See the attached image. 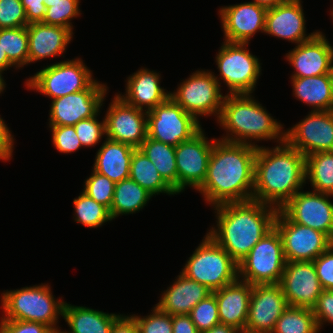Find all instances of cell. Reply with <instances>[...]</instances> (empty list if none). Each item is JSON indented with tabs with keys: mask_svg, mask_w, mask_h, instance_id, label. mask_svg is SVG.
Here are the masks:
<instances>
[{
	"mask_svg": "<svg viewBox=\"0 0 333 333\" xmlns=\"http://www.w3.org/2000/svg\"><path fill=\"white\" fill-rule=\"evenodd\" d=\"M257 146L214 141L207 173L197 189L213 207L252 200Z\"/></svg>",
	"mask_w": 333,
	"mask_h": 333,
	"instance_id": "cell-1",
	"label": "cell"
},
{
	"mask_svg": "<svg viewBox=\"0 0 333 333\" xmlns=\"http://www.w3.org/2000/svg\"><path fill=\"white\" fill-rule=\"evenodd\" d=\"M217 228L208 234L239 263L274 228L278 210L256 200L214 206Z\"/></svg>",
	"mask_w": 333,
	"mask_h": 333,
	"instance_id": "cell-2",
	"label": "cell"
},
{
	"mask_svg": "<svg viewBox=\"0 0 333 333\" xmlns=\"http://www.w3.org/2000/svg\"><path fill=\"white\" fill-rule=\"evenodd\" d=\"M305 180V156L286 141L276 147H257L253 200L280 209Z\"/></svg>",
	"mask_w": 333,
	"mask_h": 333,
	"instance_id": "cell-3",
	"label": "cell"
},
{
	"mask_svg": "<svg viewBox=\"0 0 333 333\" xmlns=\"http://www.w3.org/2000/svg\"><path fill=\"white\" fill-rule=\"evenodd\" d=\"M251 95L229 93L225 95L217 121L227 131V136H223L220 140L257 147L258 145L252 140L277 139L276 142L283 143L285 130H281L282 124L273 119Z\"/></svg>",
	"mask_w": 333,
	"mask_h": 333,
	"instance_id": "cell-4",
	"label": "cell"
},
{
	"mask_svg": "<svg viewBox=\"0 0 333 333\" xmlns=\"http://www.w3.org/2000/svg\"><path fill=\"white\" fill-rule=\"evenodd\" d=\"M64 303L61 299L55 300L47 284L6 291L1 297L4 312L1 319L40 322L57 331Z\"/></svg>",
	"mask_w": 333,
	"mask_h": 333,
	"instance_id": "cell-5",
	"label": "cell"
},
{
	"mask_svg": "<svg viewBox=\"0 0 333 333\" xmlns=\"http://www.w3.org/2000/svg\"><path fill=\"white\" fill-rule=\"evenodd\" d=\"M182 269L212 292L238 279V263L207 233Z\"/></svg>",
	"mask_w": 333,
	"mask_h": 333,
	"instance_id": "cell-6",
	"label": "cell"
},
{
	"mask_svg": "<svg viewBox=\"0 0 333 333\" xmlns=\"http://www.w3.org/2000/svg\"><path fill=\"white\" fill-rule=\"evenodd\" d=\"M286 260L282 239L274 227L238 263V279L255 284H279Z\"/></svg>",
	"mask_w": 333,
	"mask_h": 333,
	"instance_id": "cell-7",
	"label": "cell"
},
{
	"mask_svg": "<svg viewBox=\"0 0 333 333\" xmlns=\"http://www.w3.org/2000/svg\"><path fill=\"white\" fill-rule=\"evenodd\" d=\"M95 80L82 59L76 58L44 67L26 80L27 88L51 99L87 89Z\"/></svg>",
	"mask_w": 333,
	"mask_h": 333,
	"instance_id": "cell-8",
	"label": "cell"
},
{
	"mask_svg": "<svg viewBox=\"0 0 333 333\" xmlns=\"http://www.w3.org/2000/svg\"><path fill=\"white\" fill-rule=\"evenodd\" d=\"M248 43L223 42L216 56L219 79L225 82L229 94L253 93L257 79L261 74L259 59L246 49Z\"/></svg>",
	"mask_w": 333,
	"mask_h": 333,
	"instance_id": "cell-9",
	"label": "cell"
},
{
	"mask_svg": "<svg viewBox=\"0 0 333 333\" xmlns=\"http://www.w3.org/2000/svg\"><path fill=\"white\" fill-rule=\"evenodd\" d=\"M211 71L198 70L180 84L170 97L197 121L199 116H220L225 96Z\"/></svg>",
	"mask_w": 333,
	"mask_h": 333,
	"instance_id": "cell-10",
	"label": "cell"
},
{
	"mask_svg": "<svg viewBox=\"0 0 333 333\" xmlns=\"http://www.w3.org/2000/svg\"><path fill=\"white\" fill-rule=\"evenodd\" d=\"M202 129L199 121L171 97L147 112V137L178 146Z\"/></svg>",
	"mask_w": 333,
	"mask_h": 333,
	"instance_id": "cell-11",
	"label": "cell"
},
{
	"mask_svg": "<svg viewBox=\"0 0 333 333\" xmlns=\"http://www.w3.org/2000/svg\"><path fill=\"white\" fill-rule=\"evenodd\" d=\"M274 227L281 236L286 262L314 261L333 244L325 233L292 222L280 209Z\"/></svg>",
	"mask_w": 333,
	"mask_h": 333,
	"instance_id": "cell-12",
	"label": "cell"
},
{
	"mask_svg": "<svg viewBox=\"0 0 333 333\" xmlns=\"http://www.w3.org/2000/svg\"><path fill=\"white\" fill-rule=\"evenodd\" d=\"M106 84L94 81L87 89L52 100L49 126H74L80 120L99 115Z\"/></svg>",
	"mask_w": 333,
	"mask_h": 333,
	"instance_id": "cell-13",
	"label": "cell"
},
{
	"mask_svg": "<svg viewBox=\"0 0 333 333\" xmlns=\"http://www.w3.org/2000/svg\"><path fill=\"white\" fill-rule=\"evenodd\" d=\"M285 141L305 157L333 151V110H311L303 120L287 129Z\"/></svg>",
	"mask_w": 333,
	"mask_h": 333,
	"instance_id": "cell-14",
	"label": "cell"
},
{
	"mask_svg": "<svg viewBox=\"0 0 333 333\" xmlns=\"http://www.w3.org/2000/svg\"><path fill=\"white\" fill-rule=\"evenodd\" d=\"M331 194L298 191L280 210L294 223L325 233L333 241Z\"/></svg>",
	"mask_w": 333,
	"mask_h": 333,
	"instance_id": "cell-15",
	"label": "cell"
},
{
	"mask_svg": "<svg viewBox=\"0 0 333 333\" xmlns=\"http://www.w3.org/2000/svg\"><path fill=\"white\" fill-rule=\"evenodd\" d=\"M203 132L201 129L190 140L181 142L175 147L178 194L187 186L197 190L205 180L210 154L216 139L208 141Z\"/></svg>",
	"mask_w": 333,
	"mask_h": 333,
	"instance_id": "cell-16",
	"label": "cell"
},
{
	"mask_svg": "<svg viewBox=\"0 0 333 333\" xmlns=\"http://www.w3.org/2000/svg\"><path fill=\"white\" fill-rule=\"evenodd\" d=\"M109 105L106 138L139 148L147 138V112L127 104L118 93Z\"/></svg>",
	"mask_w": 333,
	"mask_h": 333,
	"instance_id": "cell-17",
	"label": "cell"
},
{
	"mask_svg": "<svg viewBox=\"0 0 333 333\" xmlns=\"http://www.w3.org/2000/svg\"><path fill=\"white\" fill-rule=\"evenodd\" d=\"M288 307L280 284L252 285L245 331L272 333L281 314Z\"/></svg>",
	"mask_w": 333,
	"mask_h": 333,
	"instance_id": "cell-18",
	"label": "cell"
},
{
	"mask_svg": "<svg viewBox=\"0 0 333 333\" xmlns=\"http://www.w3.org/2000/svg\"><path fill=\"white\" fill-rule=\"evenodd\" d=\"M279 284L288 306L313 309L323 291L313 261L286 262Z\"/></svg>",
	"mask_w": 333,
	"mask_h": 333,
	"instance_id": "cell-19",
	"label": "cell"
},
{
	"mask_svg": "<svg viewBox=\"0 0 333 333\" xmlns=\"http://www.w3.org/2000/svg\"><path fill=\"white\" fill-rule=\"evenodd\" d=\"M285 58L295 68L291 77H313L333 74V46L322 32L299 43Z\"/></svg>",
	"mask_w": 333,
	"mask_h": 333,
	"instance_id": "cell-20",
	"label": "cell"
},
{
	"mask_svg": "<svg viewBox=\"0 0 333 333\" xmlns=\"http://www.w3.org/2000/svg\"><path fill=\"white\" fill-rule=\"evenodd\" d=\"M266 11V8L255 2L220 8L224 40L230 43H249L255 33H264Z\"/></svg>",
	"mask_w": 333,
	"mask_h": 333,
	"instance_id": "cell-21",
	"label": "cell"
},
{
	"mask_svg": "<svg viewBox=\"0 0 333 333\" xmlns=\"http://www.w3.org/2000/svg\"><path fill=\"white\" fill-rule=\"evenodd\" d=\"M301 0H287L267 9L264 33L295 42L297 45L311 39L317 32L307 36Z\"/></svg>",
	"mask_w": 333,
	"mask_h": 333,
	"instance_id": "cell-22",
	"label": "cell"
},
{
	"mask_svg": "<svg viewBox=\"0 0 333 333\" xmlns=\"http://www.w3.org/2000/svg\"><path fill=\"white\" fill-rule=\"evenodd\" d=\"M218 304L220 324L245 331L252 285L237 279L235 282L213 291Z\"/></svg>",
	"mask_w": 333,
	"mask_h": 333,
	"instance_id": "cell-23",
	"label": "cell"
},
{
	"mask_svg": "<svg viewBox=\"0 0 333 333\" xmlns=\"http://www.w3.org/2000/svg\"><path fill=\"white\" fill-rule=\"evenodd\" d=\"M27 34L28 64L61 55L73 38L70 29L41 22L28 24Z\"/></svg>",
	"mask_w": 333,
	"mask_h": 333,
	"instance_id": "cell-24",
	"label": "cell"
},
{
	"mask_svg": "<svg viewBox=\"0 0 333 333\" xmlns=\"http://www.w3.org/2000/svg\"><path fill=\"white\" fill-rule=\"evenodd\" d=\"M160 77L154 71L140 68V70L128 77L125 89L126 94H118V96L129 105L146 112L151 111L170 97V92H165V89L159 85Z\"/></svg>",
	"mask_w": 333,
	"mask_h": 333,
	"instance_id": "cell-25",
	"label": "cell"
},
{
	"mask_svg": "<svg viewBox=\"0 0 333 333\" xmlns=\"http://www.w3.org/2000/svg\"><path fill=\"white\" fill-rule=\"evenodd\" d=\"M174 283L163 292L156 306L172 316L189 315L190 311L212 293L205 285L187 278L180 272Z\"/></svg>",
	"mask_w": 333,
	"mask_h": 333,
	"instance_id": "cell-26",
	"label": "cell"
},
{
	"mask_svg": "<svg viewBox=\"0 0 333 333\" xmlns=\"http://www.w3.org/2000/svg\"><path fill=\"white\" fill-rule=\"evenodd\" d=\"M135 149L131 145L106 138L96 154L93 170L114 183L128 179Z\"/></svg>",
	"mask_w": 333,
	"mask_h": 333,
	"instance_id": "cell-27",
	"label": "cell"
},
{
	"mask_svg": "<svg viewBox=\"0 0 333 333\" xmlns=\"http://www.w3.org/2000/svg\"><path fill=\"white\" fill-rule=\"evenodd\" d=\"M293 95L312 106V111L333 110V74L313 77H291Z\"/></svg>",
	"mask_w": 333,
	"mask_h": 333,
	"instance_id": "cell-28",
	"label": "cell"
},
{
	"mask_svg": "<svg viewBox=\"0 0 333 333\" xmlns=\"http://www.w3.org/2000/svg\"><path fill=\"white\" fill-rule=\"evenodd\" d=\"M120 316L65 302L62 317L70 331L62 333H110L114 322Z\"/></svg>",
	"mask_w": 333,
	"mask_h": 333,
	"instance_id": "cell-29",
	"label": "cell"
},
{
	"mask_svg": "<svg viewBox=\"0 0 333 333\" xmlns=\"http://www.w3.org/2000/svg\"><path fill=\"white\" fill-rule=\"evenodd\" d=\"M139 149L155 165L163 180L178 194L175 147L147 137Z\"/></svg>",
	"mask_w": 333,
	"mask_h": 333,
	"instance_id": "cell-30",
	"label": "cell"
},
{
	"mask_svg": "<svg viewBox=\"0 0 333 333\" xmlns=\"http://www.w3.org/2000/svg\"><path fill=\"white\" fill-rule=\"evenodd\" d=\"M152 195L134 180L128 178L116 183L110 208L112 219L119 215L133 214L146 206Z\"/></svg>",
	"mask_w": 333,
	"mask_h": 333,
	"instance_id": "cell-31",
	"label": "cell"
},
{
	"mask_svg": "<svg viewBox=\"0 0 333 333\" xmlns=\"http://www.w3.org/2000/svg\"><path fill=\"white\" fill-rule=\"evenodd\" d=\"M129 178L147 190L152 196L160 193L177 194L163 180L155 165L139 148H136L133 152Z\"/></svg>",
	"mask_w": 333,
	"mask_h": 333,
	"instance_id": "cell-32",
	"label": "cell"
},
{
	"mask_svg": "<svg viewBox=\"0 0 333 333\" xmlns=\"http://www.w3.org/2000/svg\"><path fill=\"white\" fill-rule=\"evenodd\" d=\"M308 179L313 191L333 195V151L305 157V180Z\"/></svg>",
	"mask_w": 333,
	"mask_h": 333,
	"instance_id": "cell-33",
	"label": "cell"
},
{
	"mask_svg": "<svg viewBox=\"0 0 333 333\" xmlns=\"http://www.w3.org/2000/svg\"><path fill=\"white\" fill-rule=\"evenodd\" d=\"M313 310L288 306L277 320L272 333H318Z\"/></svg>",
	"mask_w": 333,
	"mask_h": 333,
	"instance_id": "cell-34",
	"label": "cell"
},
{
	"mask_svg": "<svg viewBox=\"0 0 333 333\" xmlns=\"http://www.w3.org/2000/svg\"><path fill=\"white\" fill-rule=\"evenodd\" d=\"M0 42L8 60L16 68L28 65L27 26L0 29Z\"/></svg>",
	"mask_w": 333,
	"mask_h": 333,
	"instance_id": "cell-35",
	"label": "cell"
},
{
	"mask_svg": "<svg viewBox=\"0 0 333 333\" xmlns=\"http://www.w3.org/2000/svg\"><path fill=\"white\" fill-rule=\"evenodd\" d=\"M76 223H81L90 228L101 227L105 222L112 221L110 210L96 202L82 192L73 201Z\"/></svg>",
	"mask_w": 333,
	"mask_h": 333,
	"instance_id": "cell-36",
	"label": "cell"
},
{
	"mask_svg": "<svg viewBox=\"0 0 333 333\" xmlns=\"http://www.w3.org/2000/svg\"><path fill=\"white\" fill-rule=\"evenodd\" d=\"M79 0H59L47 2L44 19L41 23L60 26L73 31L71 19L80 15Z\"/></svg>",
	"mask_w": 333,
	"mask_h": 333,
	"instance_id": "cell-37",
	"label": "cell"
},
{
	"mask_svg": "<svg viewBox=\"0 0 333 333\" xmlns=\"http://www.w3.org/2000/svg\"><path fill=\"white\" fill-rule=\"evenodd\" d=\"M84 183L82 192L110 210L116 183L94 170Z\"/></svg>",
	"mask_w": 333,
	"mask_h": 333,
	"instance_id": "cell-38",
	"label": "cell"
},
{
	"mask_svg": "<svg viewBox=\"0 0 333 333\" xmlns=\"http://www.w3.org/2000/svg\"><path fill=\"white\" fill-rule=\"evenodd\" d=\"M192 322L200 333L210 330L220 324L218 304L215 294L212 292L201 300L189 313Z\"/></svg>",
	"mask_w": 333,
	"mask_h": 333,
	"instance_id": "cell-39",
	"label": "cell"
},
{
	"mask_svg": "<svg viewBox=\"0 0 333 333\" xmlns=\"http://www.w3.org/2000/svg\"><path fill=\"white\" fill-rule=\"evenodd\" d=\"M148 316L132 315L138 333H172V315L162 312L156 305Z\"/></svg>",
	"mask_w": 333,
	"mask_h": 333,
	"instance_id": "cell-40",
	"label": "cell"
},
{
	"mask_svg": "<svg viewBox=\"0 0 333 333\" xmlns=\"http://www.w3.org/2000/svg\"><path fill=\"white\" fill-rule=\"evenodd\" d=\"M97 116L80 120L74 125L75 132L83 147L95 146L106 135L105 119L99 122Z\"/></svg>",
	"mask_w": 333,
	"mask_h": 333,
	"instance_id": "cell-41",
	"label": "cell"
},
{
	"mask_svg": "<svg viewBox=\"0 0 333 333\" xmlns=\"http://www.w3.org/2000/svg\"><path fill=\"white\" fill-rule=\"evenodd\" d=\"M27 26L25 9L20 0H0V29Z\"/></svg>",
	"mask_w": 333,
	"mask_h": 333,
	"instance_id": "cell-42",
	"label": "cell"
},
{
	"mask_svg": "<svg viewBox=\"0 0 333 333\" xmlns=\"http://www.w3.org/2000/svg\"><path fill=\"white\" fill-rule=\"evenodd\" d=\"M52 132V142L58 152L72 153L83 147L74 126H49Z\"/></svg>",
	"mask_w": 333,
	"mask_h": 333,
	"instance_id": "cell-43",
	"label": "cell"
},
{
	"mask_svg": "<svg viewBox=\"0 0 333 333\" xmlns=\"http://www.w3.org/2000/svg\"><path fill=\"white\" fill-rule=\"evenodd\" d=\"M313 263L323 290H333V244Z\"/></svg>",
	"mask_w": 333,
	"mask_h": 333,
	"instance_id": "cell-44",
	"label": "cell"
},
{
	"mask_svg": "<svg viewBox=\"0 0 333 333\" xmlns=\"http://www.w3.org/2000/svg\"><path fill=\"white\" fill-rule=\"evenodd\" d=\"M0 333H52L53 330L40 322L0 320Z\"/></svg>",
	"mask_w": 333,
	"mask_h": 333,
	"instance_id": "cell-45",
	"label": "cell"
},
{
	"mask_svg": "<svg viewBox=\"0 0 333 333\" xmlns=\"http://www.w3.org/2000/svg\"><path fill=\"white\" fill-rule=\"evenodd\" d=\"M312 310L319 331L326 322L333 323V290H323Z\"/></svg>",
	"mask_w": 333,
	"mask_h": 333,
	"instance_id": "cell-46",
	"label": "cell"
},
{
	"mask_svg": "<svg viewBox=\"0 0 333 333\" xmlns=\"http://www.w3.org/2000/svg\"><path fill=\"white\" fill-rule=\"evenodd\" d=\"M27 18V25L30 23H40L43 21L46 6L44 0H20Z\"/></svg>",
	"mask_w": 333,
	"mask_h": 333,
	"instance_id": "cell-47",
	"label": "cell"
},
{
	"mask_svg": "<svg viewBox=\"0 0 333 333\" xmlns=\"http://www.w3.org/2000/svg\"><path fill=\"white\" fill-rule=\"evenodd\" d=\"M14 138L11 131L0 117V160L9 161L14 148Z\"/></svg>",
	"mask_w": 333,
	"mask_h": 333,
	"instance_id": "cell-48",
	"label": "cell"
},
{
	"mask_svg": "<svg viewBox=\"0 0 333 333\" xmlns=\"http://www.w3.org/2000/svg\"><path fill=\"white\" fill-rule=\"evenodd\" d=\"M172 333H200L189 315L172 316Z\"/></svg>",
	"mask_w": 333,
	"mask_h": 333,
	"instance_id": "cell-49",
	"label": "cell"
},
{
	"mask_svg": "<svg viewBox=\"0 0 333 333\" xmlns=\"http://www.w3.org/2000/svg\"><path fill=\"white\" fill-rule=\"evenodd\" d=\"M110 333H138V327L131 315H121L114 322Z\"/></svg>",
	"mask_w": 333,
	"mask_h": 333,
	"instance_id": "cell-50",
	"label": "cell"
},
{
	"mask_svg": "<svg viewBox=\"0 0 333 333\" xmlns=\"http://www.w3.org/2000/svg\"><path fill=\"white\" fill-rule=\"evenodd\" d=\"M203 333H239V331L231 326L225 324H218Z\"/></svg>",
	"mask_w": 333,
	"mask_h": 333,
	"instance_id": "cell-51",
	"label": "cell"
},
{
	"mask_svg": "<svg viewBox=\"0 0 333 333\" xmlns=\"http://www.w3.org/2000/svg\"><path fill=\"white\" fill-rule=\"evenodd\" d=\"M14 65L8 60L7 54L0 42V72L7 70L9 67H13Z\"/></svg>",
	"mask_w": 333,
	"mask_h": 333,
	"instance_id": "cell-52",
	"label": "cell"
},
{
	"mask_svg": "<svg viewBox=\"0 0 333 333\" xmlns=\"http://www.w3.org/2000/svg\"><path fill=\"white\" fill-rule=\"evenodd\" d=\"M286 1L287 0H253L252 2L257 3L259 6H262L266 9H270Z\"/></svg>",
	"mask_w": 333,
	"mask_h": 333,
	"instance_id": "cell-53",
	"label": "cell"
},
{
	"mask_svg": "<svg viewBox=\"0 0 333 333\" xmlns=\"http://www.w3.org/2000/svg\"><path fill=\"white\" fill-rule=\"evenodd\" d=\"M5 82H4V78H3V76H2V72H0V94H1V92H3L4 91V89H5Z\"/></svg>",
	"mask_w": 333,
	"mask_h": 333,
	"instance_id": "cell-54",
	"label": "cell"
},
{
	"mask_svg": "<svg viewBox=\"0 0 333 333\" xmlns=\"http://www.w3.org/2000/svg\"><path fill=\"white\" fill-rule=\"evenodd\" d=\"M56 1H59V0H44V4H46L47 2H56Z\"/></svg>",
	"mask_w": 333,
	"mask_h": 333,
	"instance_id": "cell-55",
	"label": "cell"
},
{
	"mask_svg": "<svg viewBox=\"0 0 333 333\" xmlns=\"http://www.w3.org/2000/svg\"><path fill=\"white\" fill-rule=\"evenodd\" d=\"M52 333H62L61 329L57 331H53Z\"/></svg>",
	"mask_w": 333,
	"mask_h": 333,
	"instance_id": "cell-56",
	"label": "cell"
}]
</instances>
